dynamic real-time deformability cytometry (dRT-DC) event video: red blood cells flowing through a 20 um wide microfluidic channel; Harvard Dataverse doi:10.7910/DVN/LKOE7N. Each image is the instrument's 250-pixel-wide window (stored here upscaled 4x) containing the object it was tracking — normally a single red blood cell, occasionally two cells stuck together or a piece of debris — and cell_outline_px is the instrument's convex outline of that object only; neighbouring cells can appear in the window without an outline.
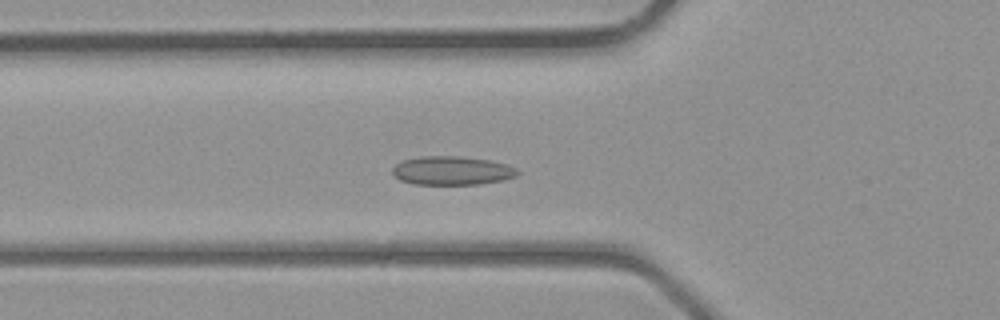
{"species": "common noctule bat (a hibernating species)", "species_latin": "Nyctalus noctula", "temperature_condition": "room temperature", "stored_images_in_passage": 31, "camera_frame_rate_fps": 3000, "um_per_image_px": 0.085, "animal": {"sex": "male", "body_mass_g": 23.1, "forearm_length_mm": 52.7}, "frame": {"image": 1, "passage_image": 9, "time_ms": 2.667, "image_size_px": [1000, 320], "cell_outline_px": [[520, 172], [516, 176], [504, 180], [480, 184], [412, 184], [400, 180], [392, 172], [392, 168], [396, 164], [404, 160], [420, 156], [460, 156], [492, 160], [508, 164], [516, 168]], "centroid_in_image_um": [38.46, 14.5], "position_along_channel_um": 87.3, "area_um2": 21.1}}
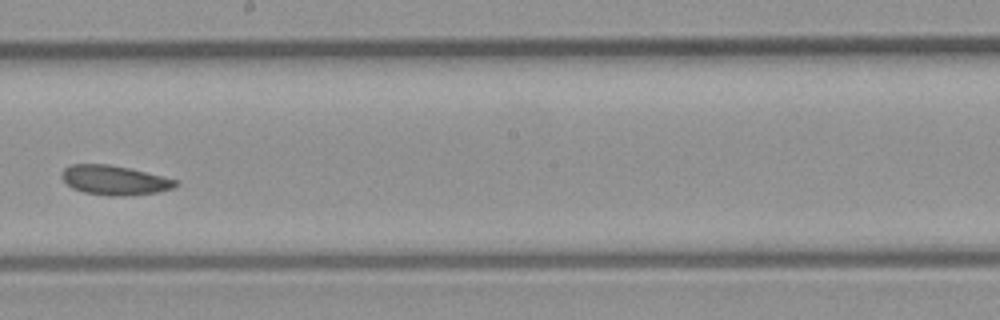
{"frame": {"image": 2, "passage_image": 18, "time_ms": 5.667, "image_size_px": [1000, 320], "cell_outline_px": [[180, 184], [172, 188], [156, 192], [124, 196], [108, 196], [84, 192], [72, 188], [60, 176], [64, 168], [72, 164], [108, 164], [128, 168], [180, 180]], "centroid_in_image_um": [9.74, 15.32], "position_along_channel_um": 238.5, "area_um2": 19.54}}
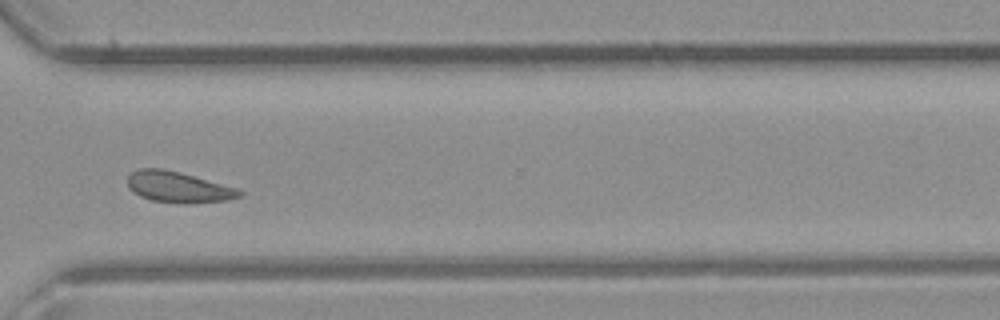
{"frame": {"image": 3, "passage_image": 25, "time_ms": 8.0, "image_size_px": [1000, 320], "cell_outline_px": [[244, 196], [228, 200], [152, 200], [140, 196], [128, 188], [128, 176], [132, 172], [140, 168], [164, 168], [180, 172], [236, 188], [244, 192]], "centroid_in_image_um": [15.12, 15.84], "position_along_channel_um": 355.5, "area_um2": 19.07}}